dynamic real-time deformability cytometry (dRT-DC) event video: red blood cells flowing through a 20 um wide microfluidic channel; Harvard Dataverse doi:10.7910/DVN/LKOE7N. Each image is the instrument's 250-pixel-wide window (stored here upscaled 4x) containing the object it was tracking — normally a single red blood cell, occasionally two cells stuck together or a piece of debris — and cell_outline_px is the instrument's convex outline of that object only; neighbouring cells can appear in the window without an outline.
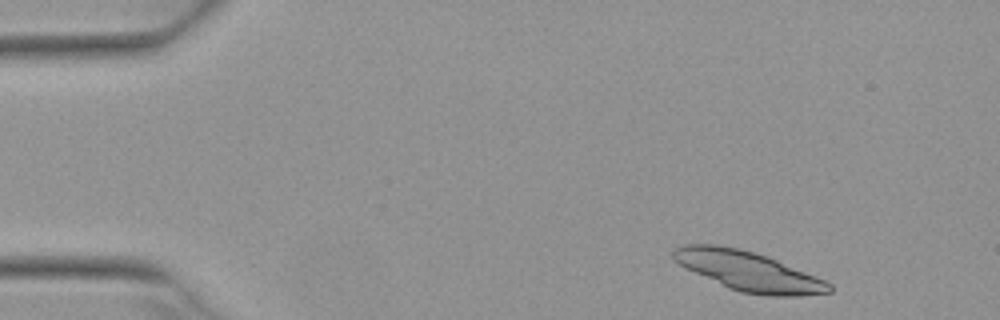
{"species": "Egyptian fruit bat (a non-hibernating species)", "species_latin": "Rousettus aegyptiacus", "temperature_condition": "warm", "stored_images_in_passage": 3, "camera_frame_rate_fps": 3000, "um_per_image_px": 0.085, "animal": {"sex": "female"}, "frame": {"image": 1, "passage_image": 1, "time_ms": 0.0, "image_size_px": [1000, 320], "cell_outline_px": [[832, 292], [800, 296], [768, 296], [740, 292], [728, 288], [680, 264], [672, 256], [672, 248], [684, 244], [716, 244], [740, 248], [768, 256], [824, 280], [832, 284]], "centroid_in_image_um": [63.63, 23.04], "position_along_channel_um": 21.4, "area_um2": 35.66}}